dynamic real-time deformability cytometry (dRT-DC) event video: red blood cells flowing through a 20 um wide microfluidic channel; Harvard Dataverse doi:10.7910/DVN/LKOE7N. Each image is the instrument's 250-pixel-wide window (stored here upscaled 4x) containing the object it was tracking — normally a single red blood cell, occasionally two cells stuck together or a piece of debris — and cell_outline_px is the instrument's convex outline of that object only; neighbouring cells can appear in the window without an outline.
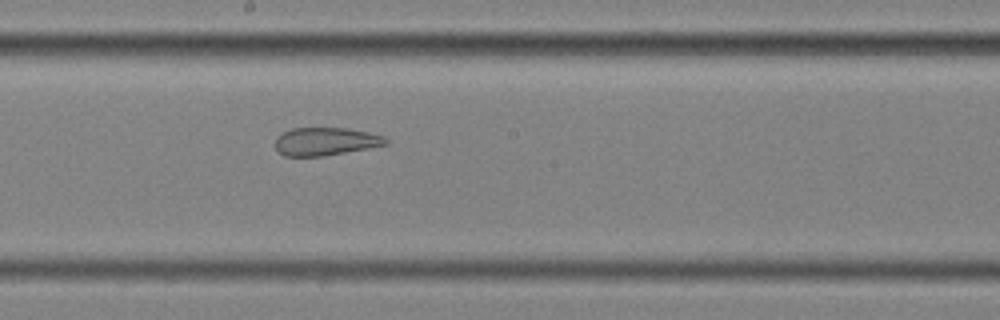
{"species": "common noctule bat (a hibernating species)", "species_latin": "Nyctalus noctula", "temperature_condition": "cold", "stored_images_in_passage": 45, "camera_frame_rate_fps": 3000, "um_per_image_px": 0.085, "animal": {"sex": "female", "body_mass_g": 25.1}, "frame": {"image": 1, "passage_image": 19, "time_ms": 6.0, "image_size_px": [1000, 320], "cell_outline_px": [[388, 144], [368, 148], [324, 156], [284, 156], [276, 152], [272, 144], [276, 136], [292, 128], [348, 128], [368, 132], [384, 136], [388, 140]], "centroid_in_image_um": [27.6, 12.03], "position_along_channel_um": 220.6, "area_um2": 18.32}}
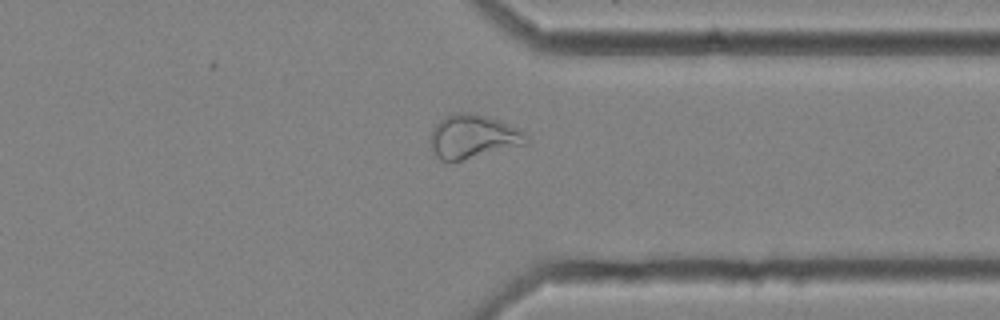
{"frame": {"image": 2, "passage_image": 32, "time_ms": 10.333, "image_size_px": [1000, 320], "cell_outline_px": [[528, 144], [460, 160], [440, 160], [432, 152], [428, 136], [432, 128], [440, 120], [456, 112], [476, 112], [520, 128], [528, 132]], "centroid_in_image_um": [40.22, 11.59], "position_along_channel_um": 371.2, "area_um2": 24.74}}
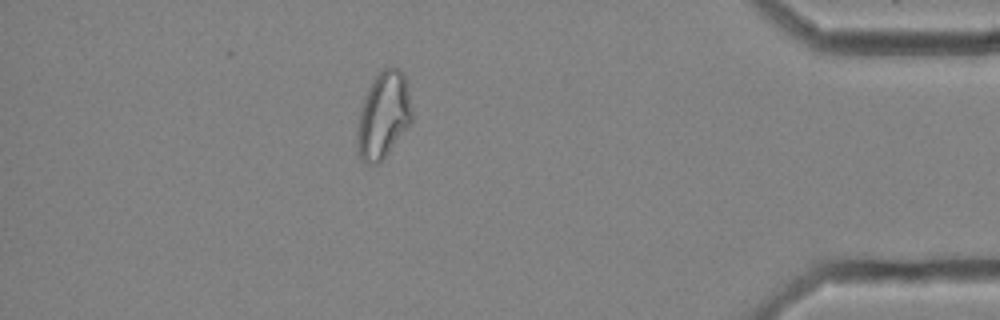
{"frame": {"image": 3, "passage_image": 38, "time_ms": 12.333, "image_size_px": [1000, 320], "cell_outline_px": [[412, 120], [380, 164], [368, 164], [360, 156], [356, 144], [356, 140], [360, 112], [364, 100], [376, 76], [384, 68], [396, 68], [404, 76], [408, 92], [412, 112]], "centroid_in_image_um": [32.59, 9.86], "position_along_channel_um": 402.6, "area_um2": 26.7}, "authors_computed_cell_mechanics": {"area_um2": 24.4494, "velocity_mm_per_s": 3.4838, "shape_relaxation_time_tau1_ms": null, "shape_relaxation_time_tau2_ms": 2.2228, "deformation_change_tau1": null, "deformation_change_tau2": 0.0991}}